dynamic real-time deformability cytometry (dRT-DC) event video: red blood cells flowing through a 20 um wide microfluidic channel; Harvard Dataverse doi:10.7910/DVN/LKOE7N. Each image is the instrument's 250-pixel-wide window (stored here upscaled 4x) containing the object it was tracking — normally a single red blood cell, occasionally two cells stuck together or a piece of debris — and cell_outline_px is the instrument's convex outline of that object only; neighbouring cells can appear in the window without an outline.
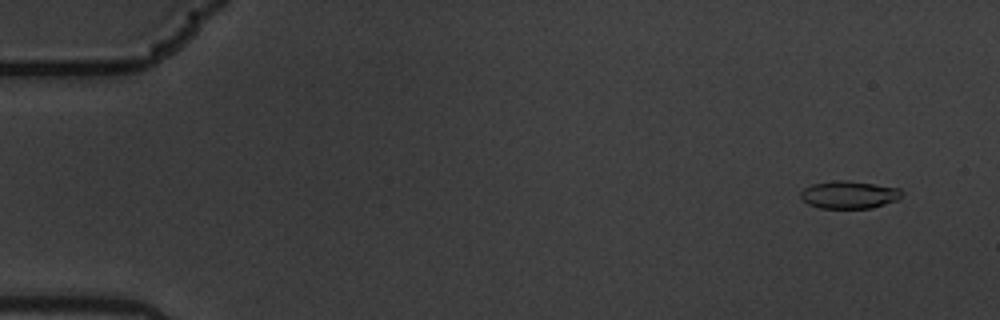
{"species": "common noctule bat (a hibernating species)", "species_latin": "Nyctalus noctula", "temperature_condition": "warm", "stored_images_in_passage": 6, "camera_frame_rate_fps": 3000, "um_per_image_px": 0.085, "animal": {"sex": "male", "body_mass_g": 19.5, "forearm_length_mm": 54.6}, "frame": {"image": 1, "passage_image": 1, "time_ms": 0.0, "image_size_px": [1000, 320], "cell_outline_px": [[904, 192], [896, 200], [872, 208], [820, 208], [808, 204], [800, 196], [800, 192], [804, 188], [812, 184], [832, 180], [848, 180], [900, 188]], "centroid_in_image_um": [72.16, 16.54], "position_along_channel_um": 12.8, "area_um2": 16.3}}
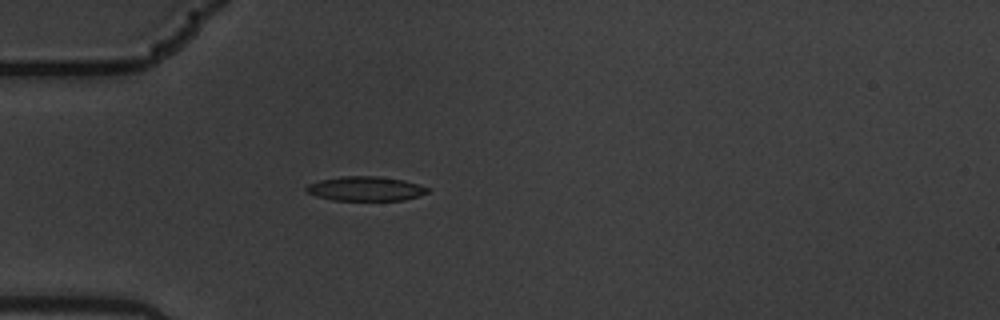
{"frame": {"image": 2, "passage_image": 5, "time_ms": 1.333, "image_size_px": [1000, 320], "cell_outline_px": [[432, 188], [428, 192], [420, 196], [404, 200], [332, 200], [316, 196], [304, 192], [304, 188], [308, 184], [320, 180], [344, 176], [376, 176], [404, 180], [420, 184]], "centroid_in_image_um": [31.09, 16.04], "position_along_channel_um": 53.9, "area_um2": 17.46}}